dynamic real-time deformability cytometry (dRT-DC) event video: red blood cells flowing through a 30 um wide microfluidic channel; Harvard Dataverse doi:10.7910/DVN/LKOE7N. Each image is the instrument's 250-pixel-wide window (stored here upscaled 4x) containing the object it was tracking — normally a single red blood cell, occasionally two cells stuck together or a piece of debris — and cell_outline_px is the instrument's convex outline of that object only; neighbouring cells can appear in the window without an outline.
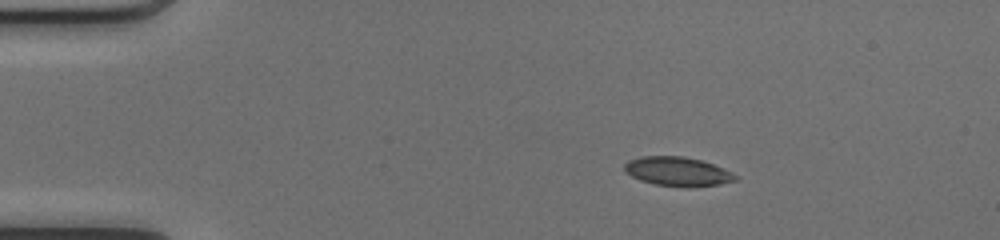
{"species": "common noctule bat (a hibernating species)", "species_latin": "Nyctalus noctula", "temperature_condition": "cold", "stored_images_in_passage": 42, "camera_frame_rate_fps": 3000, "um_per_image_px": 0.085, "animal": {"sex": "female", "body_mass_g": 17.0, "forearm_length_mm": 48.0}, "frame": {"image": 1, "passage_image": 1, "time_ms": 0.0, "image_size_px": [1000, 240], "cell_outline_px": [[736, 180], [720, 184], [692, 188], [688, 188], [656, 184], [640, 180], [624, 172], [624, 164], [628, 160], [640, 156], [684, 156], [700, 160], [712, 164], [732, 172], [736, 176]], "centroid_in_image_um": [57.57, 14.58], "position_along_channel_um": 27.4, "area_um2": 18.9}}
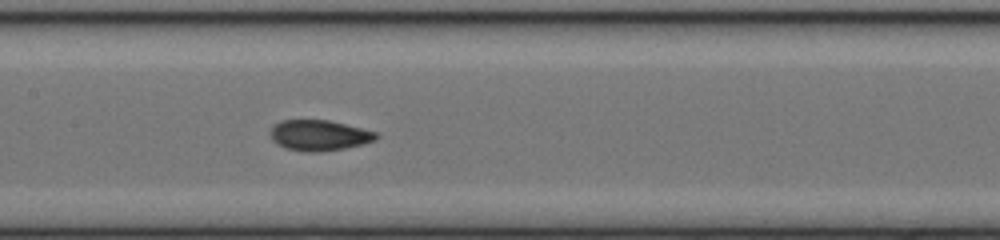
{"frame": {"image": 2, "passage_image": 17, "time_ms": 5.333, "image_size_px": [1000, 240], "cell_outline_px": [[380, 136], [376, 140], [364, 144], [344, 148], [320, 152], [308, 152], [284, 148], [276, 144], [272, 140], [268, 132], [280, 120], [328, 120], [380, 132]], "centroid_in_image_um": [27.15, 11.51], "position_along_channel_um": 180.2, "area_um2": 19.19}}
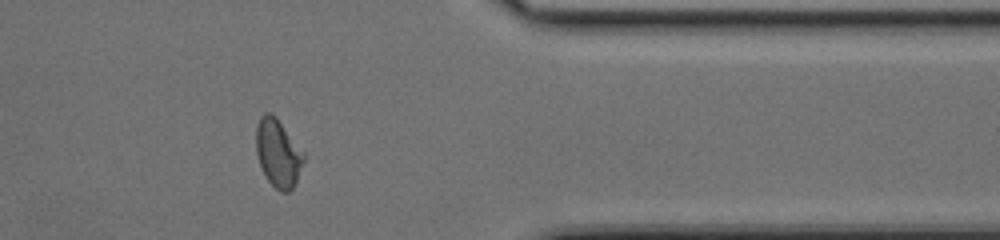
{"frame": {"image": 3, "passage_image": 33, "time_ms": 10.667, "image_size_px": [1000, 240], "cell_outline_px": [[304, 160], [296, 180], [292, 188], [288, 192], [280, 192], [264, 176], [256, 152], [256, 124], [260, 116], [264, 112], [272, 112], [276, 116], [304, 152]], "centroid_in_image_um": [23.61, 12.97], "position_along_channel_um": 387.8, "area_um2": 18.84}, "authors_computed_cell_mechanics": {"area_um2": 18.9584, "velocity_mm_per_s": 4.1801, "shape_relaxation_time_tau1_ms": null, "shape_relaxation_time_tau2_ms": 1.2055, "deformation_change_tau1": null, "deformation_change_tau2": 0.0536}}